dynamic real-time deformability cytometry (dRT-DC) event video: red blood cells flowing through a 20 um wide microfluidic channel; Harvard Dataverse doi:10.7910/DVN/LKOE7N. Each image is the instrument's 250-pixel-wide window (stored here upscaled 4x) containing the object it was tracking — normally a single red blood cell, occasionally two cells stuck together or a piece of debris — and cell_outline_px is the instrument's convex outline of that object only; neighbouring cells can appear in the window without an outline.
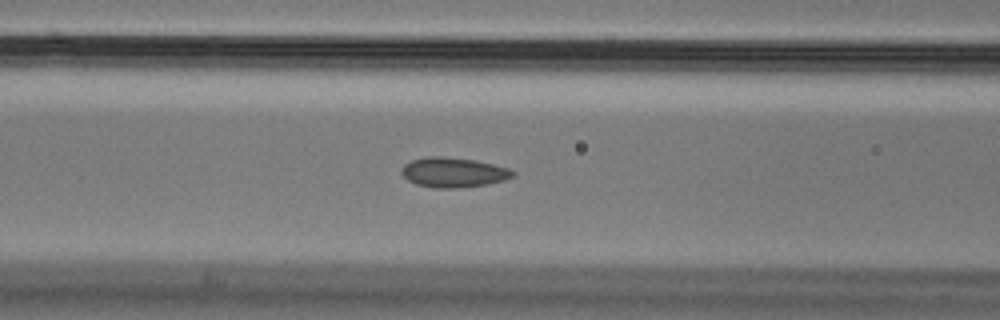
{"species": "Egyptian fruit bat (a non-hibernating species)", "species_latin": "Rousettus aegyptiacus", "temperature_condition": "cold", "stored_images_in_passage": 45, "camera_frame_rate_fps": 3000, "um_per_image_px": 0.085, "animal": {"sex": "male"}, "frame": {"image": 1, "passage_image": 17, "time_ms": 5.333, "image_size_px": [1000, 320], "cell_outline_px": [[516, 176], [504, 180], [488, 184], [460, 188], [436, 188], [416, 184], [408, 180], [400, 172], [404, 164], [412, 160], [428, 156], [440, 156], [472, 160], [492, 164], [508, 168], [516, 172]], "centroid_in_image_um": [38.55, 14.66], "position_along_channel_um": 128.1, "area_um2": 19.31}}
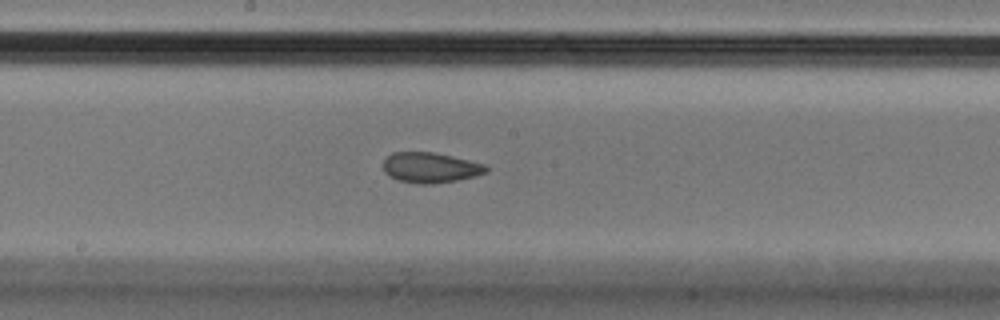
{"frame": {"image": 2, "passage_image": 24, "time_ms": 7.667, "image_size_px": [1000, 320], "cell_outline_px": [[488, 172], [476, 176], [456, 180], [432, 184], [416, 184], [396, 180], [384, 172], [384, 160], [392, 152], [432, 152], [452, 156], [484, 164], [488, 168]], "centroid_in_image_um": [36.57, 14.25], "position_along_channel_um": 211.6, "area_um2": 18.21}}
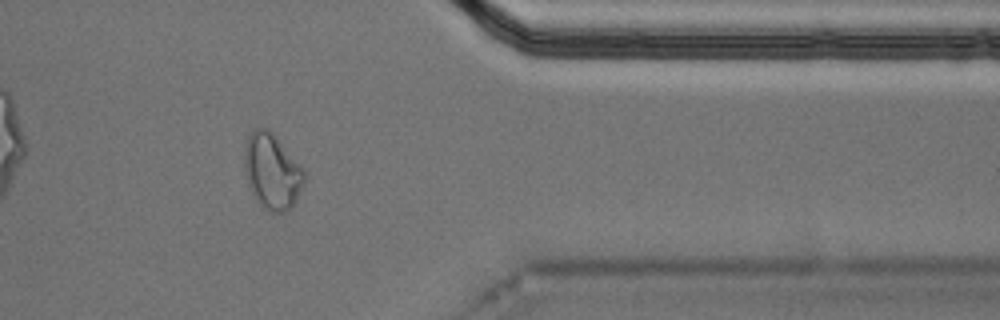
{"frame": {"image": 3, "passage_image": 40, "time_ms": 13.0, "image_size_px": [1000, 320], "cell_outline_px": [[304, 180], [292, 204], [284, 212], [272, 212], [264, 208], [256, 200], [248, 184], [244, 168], [244, 148], [248, 136], [256, 128], [268, 128], [276, 136], [304, 168]], "centroid_in_image_um": [23.09, 14.53], "position_along_channel_um": 388.3, "area_um2": 25.95}}